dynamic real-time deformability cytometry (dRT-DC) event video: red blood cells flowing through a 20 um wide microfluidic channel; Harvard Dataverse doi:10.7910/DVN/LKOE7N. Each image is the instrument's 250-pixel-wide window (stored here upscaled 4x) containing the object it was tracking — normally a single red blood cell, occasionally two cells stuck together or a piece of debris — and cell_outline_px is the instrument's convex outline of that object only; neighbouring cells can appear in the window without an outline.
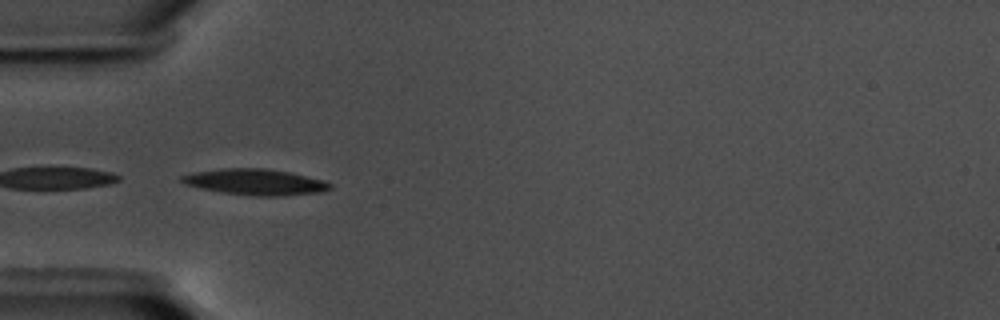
{"species": "common noctule bat (a hibernating species)", "species_latin": "Nyctalus noctula", "temperature_condition": "warm", "stored_images_in_passage": 3, "camera_frame_rate_fps": 3000, "um_per_image_px": 0.085, "animal": {"sex": "male", "body_mass_g": 17.5, "forearm_length_mm": 52.3}, "frame": {"image": 1, "passage_image": 1, "time_ms": 0.0, "image_size_px": [1000, 320], "cell_outline_px": [[332, 188], [320, 192], [284, 196], [256, 196], [220, 192], [184, 184], [180, 180], [180, 176], [192, 172], [220, 168], [264, 168], [288, 172], [324, 180], [332, 184]], "centroid_in_image_um": [21.68, 15.47], "position_along_channel_um": 63.3, "area_um2": 22.54}}